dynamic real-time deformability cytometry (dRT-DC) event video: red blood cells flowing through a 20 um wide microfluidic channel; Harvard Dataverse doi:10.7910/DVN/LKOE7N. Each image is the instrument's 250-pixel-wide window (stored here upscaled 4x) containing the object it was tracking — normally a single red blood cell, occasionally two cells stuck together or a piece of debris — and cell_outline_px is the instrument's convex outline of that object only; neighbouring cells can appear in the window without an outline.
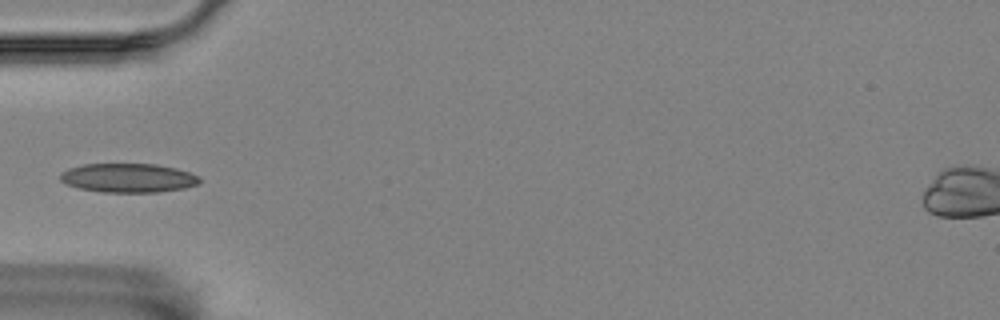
{"species": "Egyptian fruit bat (a non-hibernating species)", "species_latin": "Rousettus aegyptiacus", "temperature_condition": "room temperature", "stored_images_in_passage": 9, "camera_frame_rate_fps": 3000, "um_per_image_px": 0.085, "animal": {"sex": "female"}, "frame": {"image": 1, "passage_image": 4, "time_ms": 1.0, "image_size_px": [1000, 320], "cell_outline_px": [[200, 180], [196, 184], [184, 188], [156, 192], [104, 192], [76, 188], [60, 180], [60, 172], [68, 168], [84, 164], [156, 164], [176, 168], [200, 176]], "centroid_in_image_um": [10.87, 15.12], "position_along_channel_um": 74.1, "area_um2": 23.52}}
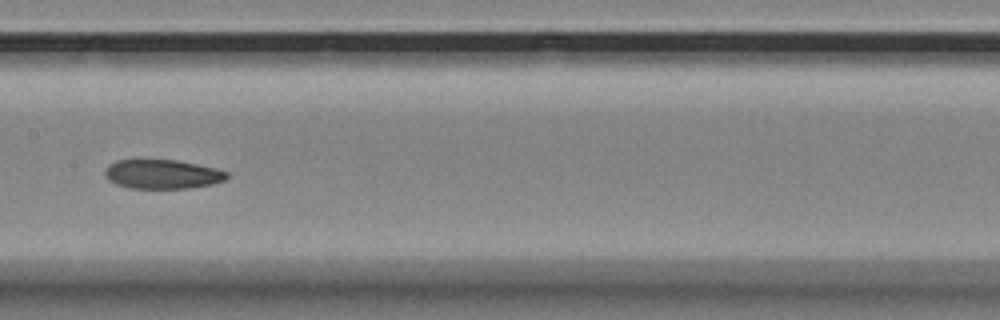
{"frame": {"image": 2, "passage_image": 7, "time_ms": 2.0, "image_size_px": [1000, 320], "cell_outline_px": [[228, 176], [224, 180], [212, 184], [188, 188], [128, 188], [116, 184], [108, 180], [104, 176], [104, 168], [108, 164], [116, 160], [176, 160], [216, 168], [228, 172]], "centroid_in_image_um": [13.75, 14.8], "position_along_channel_um": 193.7, "area_um2": 20.81}}
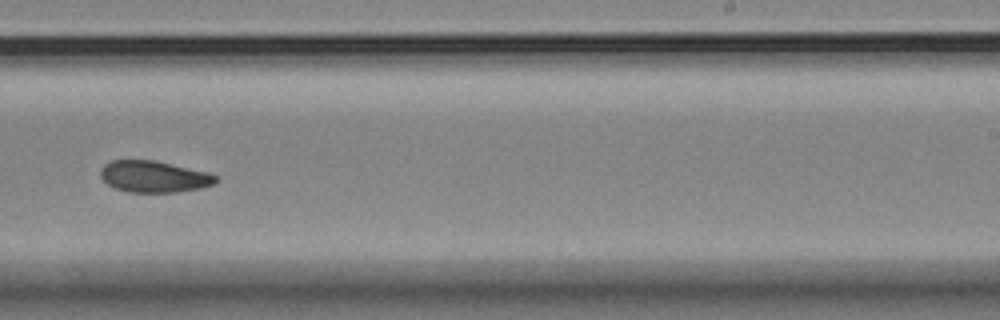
{"frame": {"image": 3, "passage_image": 9, "time_ms": 2.667, "image_size_px": [1000, 320], "cell_outline_px": [[216, 180], [212, 184], [200, 188], [176, 192], [128, 192], [116, 188], [108, 184], [100, 176], [100, 172], [104, 164], [112, 160], [156, 160], [208, 172], [216, 176]], "centroid_in_image_um": [13.06, 15.0], "position_along_channel_um": 275.9, "area_um2": 21.04}}